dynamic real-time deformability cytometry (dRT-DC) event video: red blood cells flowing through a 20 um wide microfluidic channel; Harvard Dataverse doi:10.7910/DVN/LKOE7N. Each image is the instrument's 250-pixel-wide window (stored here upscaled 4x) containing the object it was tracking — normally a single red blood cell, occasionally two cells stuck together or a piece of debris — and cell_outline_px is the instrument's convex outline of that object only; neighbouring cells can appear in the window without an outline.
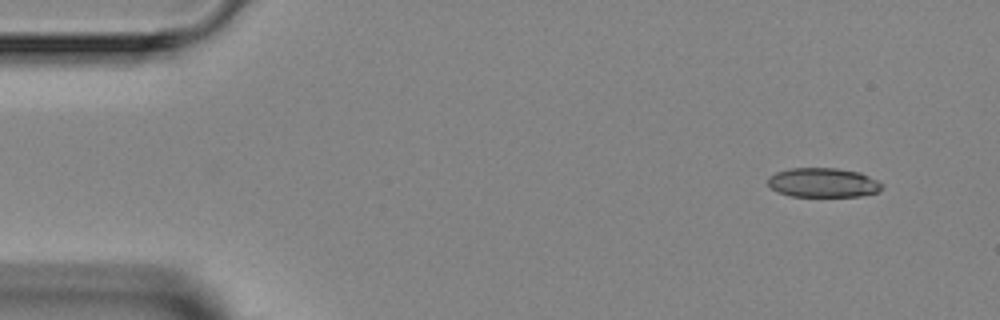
{"species": "Egyptian fruit bat (a non-hibernating species)", "species_latin": "Rousettus aegyptiacus", "temperature_condition": "room temperature", "stored_images_in_passage": 4, "camera_frame_rate_fps": 3000, "um_per_image_px": 0.085, "animal": {"sex": "female"}, "frame": {"image": 1, "passage_image": 1, "time_ms": 0.0, "image_size_px": [1000, 320], "cell_outline_px": [[880, 188], [876, 192], [860, 196], [792, 196], [780, 192], [772, 188], [768, 184], [768, 180], [776, 172], [792, 168], [836, 168], [860, 172], [876, 180], [880, 184]], "centroid_in_image_um": [69.95, 15.52], "position_along_channel_um": 15.0, "area_um2": 19.07}}
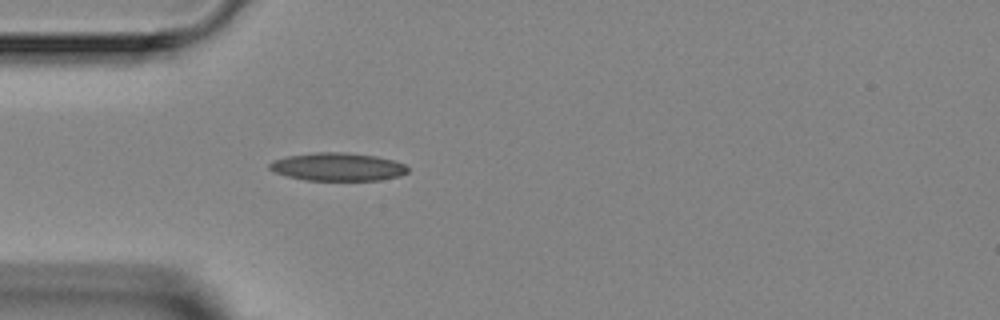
{"frame": {"image": 2, "passage_image": 4, "time_ms": 3.333, "image_size_px": [1000, 320], "cell_outline_px": [[408, 172], [400, 176], [380, 180], [304, 180], [288, 176], [276, 172], [268, 168], [268, 164], [272, 160], [288, 156], [316, 152], [344, 152], [376, 156], [392, 160], [404, 164], [408, 168]], "centroid_in_image_um": [28.7, 14.18], "position_along_channel_um": 56.3, "area_um2": 22.54}}